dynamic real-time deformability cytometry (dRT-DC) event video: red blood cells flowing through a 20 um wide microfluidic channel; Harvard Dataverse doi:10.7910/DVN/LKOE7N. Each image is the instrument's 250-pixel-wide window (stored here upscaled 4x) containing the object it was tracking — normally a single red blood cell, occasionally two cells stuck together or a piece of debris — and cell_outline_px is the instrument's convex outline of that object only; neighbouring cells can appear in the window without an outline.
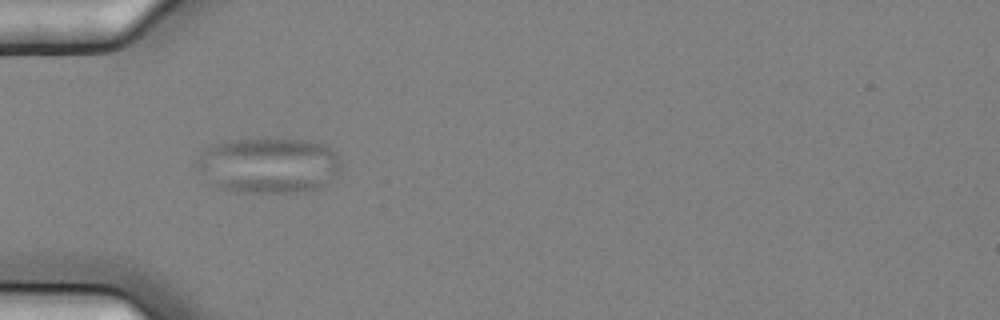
{"species": "common noctule bat (a hibernating species)", "species_latin": "Nyctalus noctula", "temperature_condition": "cold", "stored_images_in_passage": 14, "camera_frame_rate_fps": 3000, "um_per_image_px": 0.085, "animal": {"sex": "female", "body_mass_g": 25.1}, "frame": {"image": 1, "passage_image": 5, "time_ms": 1.333, "image_size_px": [1000, 320], "cell_outline_px": [[340, 172], [320, 188], [304, 192], [236, 192], [216, 188], [212, 184], [196, 164], [196, 160], [208, 148], [216, 144], [232, 140], [276, 136], [308, 140], [324, 144], [340, 156]], "centroid_in_image_um": [22.9, 14.02], "position_along_channel_um": 62.1, "area_um2": 47.51}}
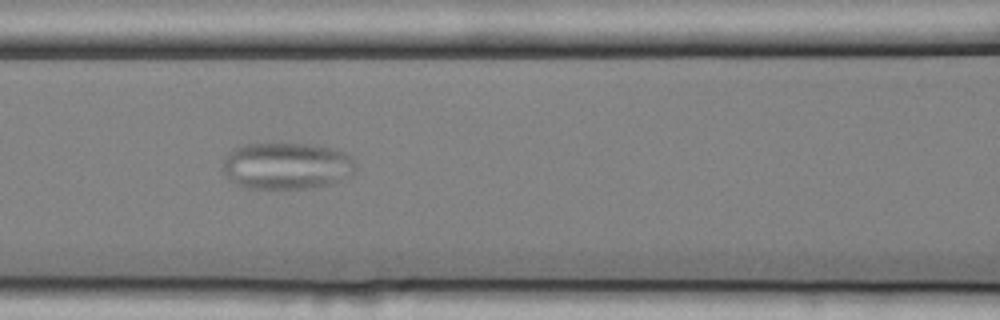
{"frame": {"image": 2, "passage_image": 7, "time_ms": 2.0, "image_size_px": [1000, 320], "cell_outline_px": [[356, 164], [352, 172], [340, 180], [332, 184], [316, 188], [244, 188], [228, 180], [224, 172], [224, 156], [228, 152], [240, 144], [308, 144], [328, 148], [344, 152], [352, 156], [356, 160]], "centroid_in_image_um": [24.34, 14.1], "position_along_channel_um": 142.3, "area_um2": 36.36}}
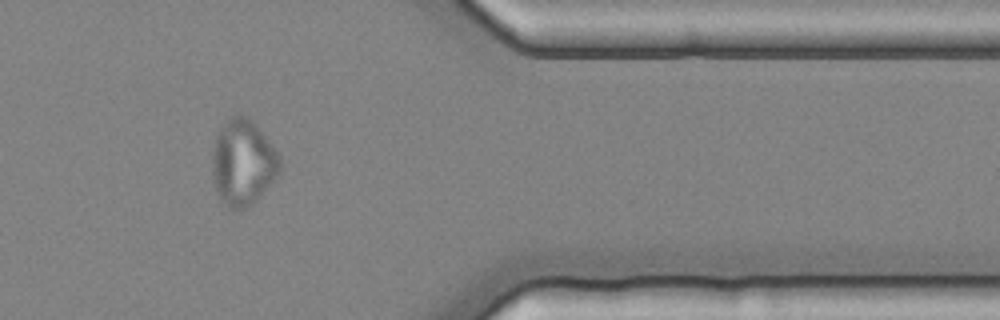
{"frame": {"image": 3, "passage_image": 13, "time_ms": 4.0, "image_size_px": [1000, 320], "cell_outline_px": [[280, 172], [260, 196], [252, 204], [244, 208], [228, 208], [224, 204], [212, 180], [212, 144], [220, 128], [236, 112], [240, 112], [248, 116], [280, 156]], "centroid_in_image_um": [20.62, 13.79], "position_along_channel_um": 390.8, "area_um2": 33.7}}